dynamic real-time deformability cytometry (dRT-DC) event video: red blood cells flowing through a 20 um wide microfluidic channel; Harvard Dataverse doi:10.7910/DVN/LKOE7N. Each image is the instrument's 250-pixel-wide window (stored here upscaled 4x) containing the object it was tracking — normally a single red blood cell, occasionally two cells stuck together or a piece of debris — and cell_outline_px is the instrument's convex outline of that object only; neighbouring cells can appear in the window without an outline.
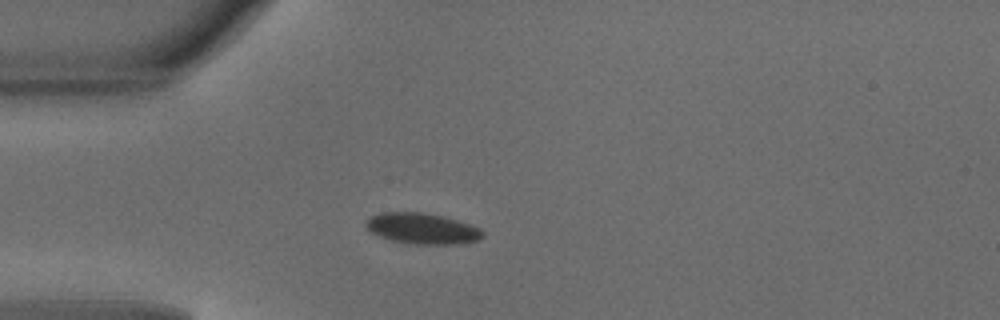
{"species": "common noctule bat (a hibernating species)", "species_latin": "Nyctalus noctula", "temperature_condition": "warm", "stored_images_in_passage": 27, "camera_frame_rate_fps": 3000, "um_per_image_px": 0.085, "animal": {"sex": "male", "body_mass_g": 18.8}, "frame": {"image": 1, "passage_image": 1, "time_ms": 0.0, "image_size_px": [1000, 320], "cell_outline_px": [[484, 236], [476, 240], [460, 244], [416, 244], [392, 240], [380, 236], [372, 232], [364, 224], [364, 220], [372, 216], [384, 212], [420, 212], [440, 216], [456, 220], [480, 228], [484, 232]], "centroid_in_image_um": [35.88, 19.42], "position_along_channel_um": 49.1, "area_um2": 20.69}}
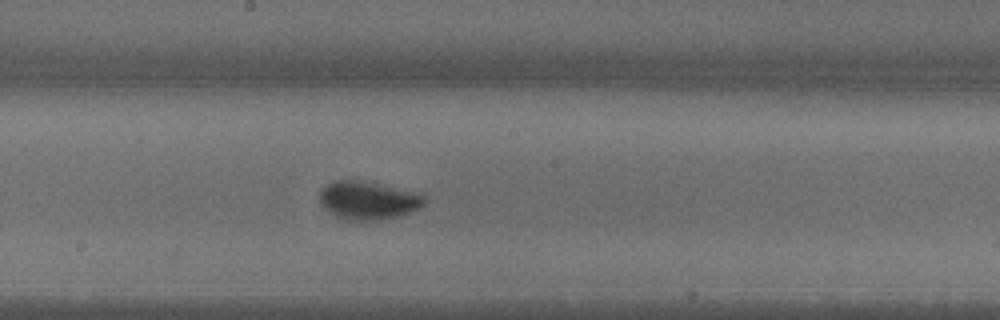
{"frame": {"image": 2, "passage_image": 14, "time_ms": 4.333, "image_size_px": [1000, 320], "cell_outline_px": [[424, 204], [420, 208], [400, 216], [380, 220], [348, 220], [336, 216], [328, 212], [320, 204], [320, 188], [336, 180], [356, 180], [380, 184], [420, 192], [424, 196]], "centroid_in_image_um": [31.29, 17.03], "position_along_channel_um": 216.9, "area_um2": 23.47}}
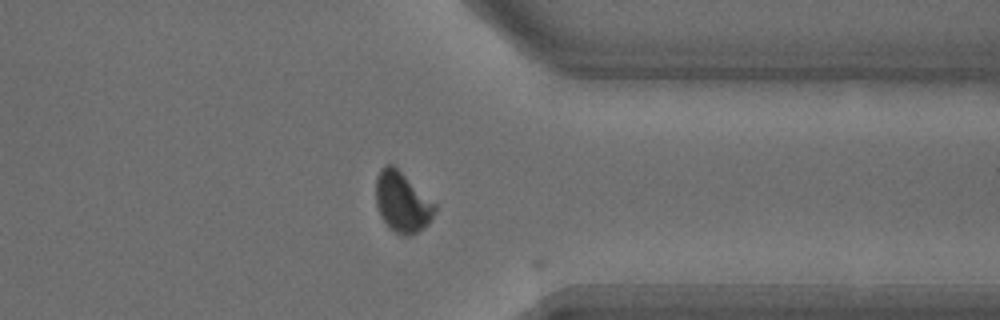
{"frame": {"image": 3, "passage_image": 26, "time_ms": 8.333, "image_size_px": [1000, 320], "cell_outline_px": [[436, 208], [428, 224], [412, 236], [404, 236], [388, 228], [380, 216], [376, 204], [376, 176], [380, 168], [384, 164], [392, 164], [436, 204]], "centroid_in_image_um": [34.15, 17.19], "position_along_channel_um": 377.2, "area_um2": 20.69}, "authors_computed_cell_mechanics": {"area_um2": 21.675, "velocity_mm_per_s": 4.1355, "shape_relaxation_time_tau1_ms": 7.2663, "shape_relaxation_time_tau2_ms": null, "deformation_change_tau1": 0.1956, "deformation_change_tau2": null}}